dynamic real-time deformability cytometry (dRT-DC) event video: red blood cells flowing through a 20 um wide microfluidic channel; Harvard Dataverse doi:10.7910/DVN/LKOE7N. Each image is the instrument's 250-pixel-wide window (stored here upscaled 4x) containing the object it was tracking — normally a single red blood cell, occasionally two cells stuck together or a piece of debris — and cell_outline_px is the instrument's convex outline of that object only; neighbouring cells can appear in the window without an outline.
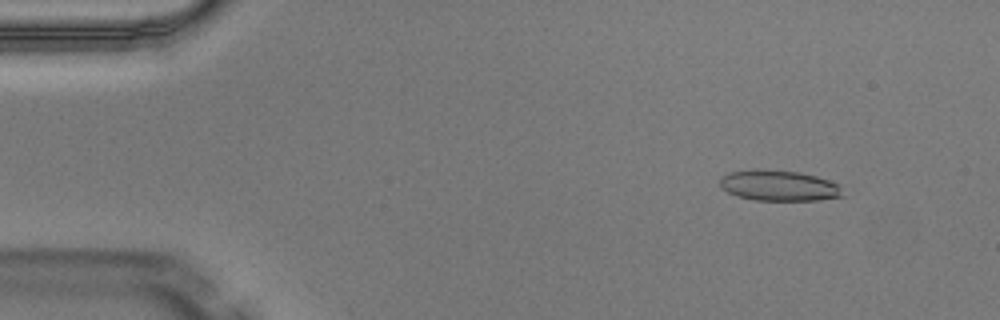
{"species": "Egyptian fruit bat (a non-hibernating species)", "species_latin": "Rousettus aegyptiacus", "temperature_condition": "warm", "stored_images_in_passage": 6, "camera_frame_rate_fps": 3000, "um_per_image_px": 0.085, "animal": {"sex": "male"}, "frame": {"image": 1, "passage_image": 2, "time_ms": 0.333, "image_size_px": [1000, 320], "cell_outline_px": [[844, 196], [816, 200], [756, 200], [740, 196], [728, 192], [720, 188], [720, 176], [728, 172], [800, 172], [816, 176], [828, 180], [836, 184]], "centroid_in_image_um": [66.21, 15.81], "position_along_channel_um": 18.8, "area_um2": 20.87}}
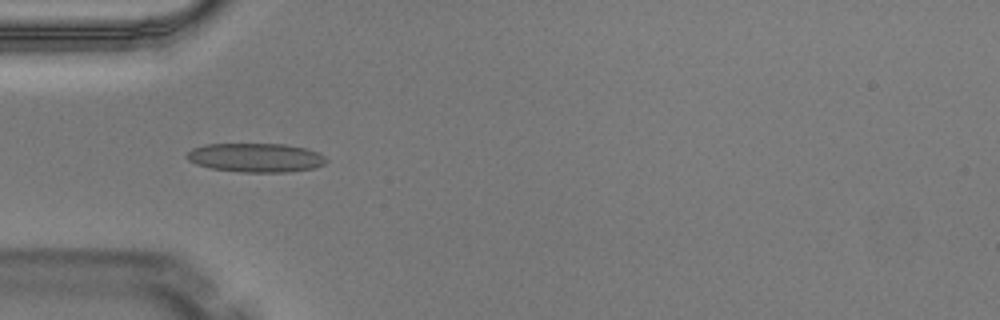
{"frame": {"image": 2, "passage_image": 5, "time_ms": 1.333, "image_size_px": [1000, 320], "cell_outline_px": [[328, 160], [324, 164], [316, 168], [288, 172], [240, 172], [212, 168], [196, 164], [188, 160], [184, 156], [192, 148], [208, 144], [284, 144], [304, 148], [316, 152], [324, 156]], "centroid_in_image_um": [21.73, 13.4], "position_along_channel_um": 63.3, "area_um2": 23.52}}